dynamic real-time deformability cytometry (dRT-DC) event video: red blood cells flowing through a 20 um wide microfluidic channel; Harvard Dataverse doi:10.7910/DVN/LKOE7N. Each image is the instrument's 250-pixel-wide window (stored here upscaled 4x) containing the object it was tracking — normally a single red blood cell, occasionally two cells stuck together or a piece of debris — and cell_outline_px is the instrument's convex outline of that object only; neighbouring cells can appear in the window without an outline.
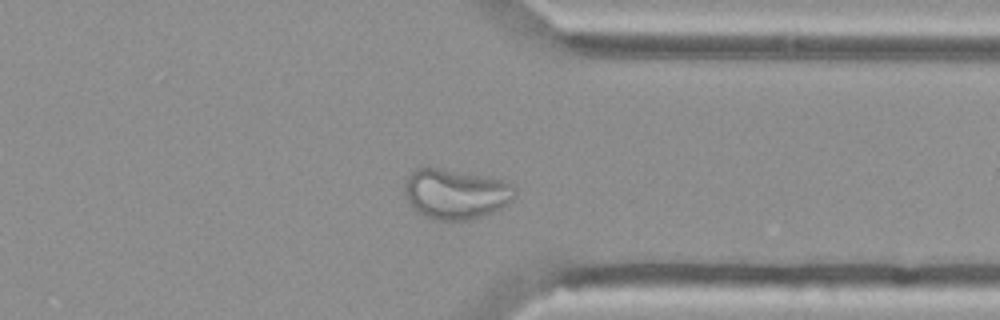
{"species": "Egyptian fruit bat (a non-hibernating species)", "species_latin": "Rousettus aegyptiacus", "temperature_condition": "cold", "stored_images_in_passage": 44, "camera_frame_rate_fps": 3000, "um_per_image_px": 0.085, "animal": {"sex": "female"}, "frame": {"image": 1, "passage_image": 32, "time_ms": 10.333, "image_size_px": [1000, 320], "cell_outline_px": [[516, 196], [508, 204], [492, 212], [468, 220], [436, 220], [424, 216], [404, 196], [404, 184], [408, 172], [416, 168], [440, 168], [496, 176], [512, 184], [516, 192]], "centroid_in_image_um": [38.76, 16.44], "position_along_channel_um": 372.6, "area_um2": 32.66}}